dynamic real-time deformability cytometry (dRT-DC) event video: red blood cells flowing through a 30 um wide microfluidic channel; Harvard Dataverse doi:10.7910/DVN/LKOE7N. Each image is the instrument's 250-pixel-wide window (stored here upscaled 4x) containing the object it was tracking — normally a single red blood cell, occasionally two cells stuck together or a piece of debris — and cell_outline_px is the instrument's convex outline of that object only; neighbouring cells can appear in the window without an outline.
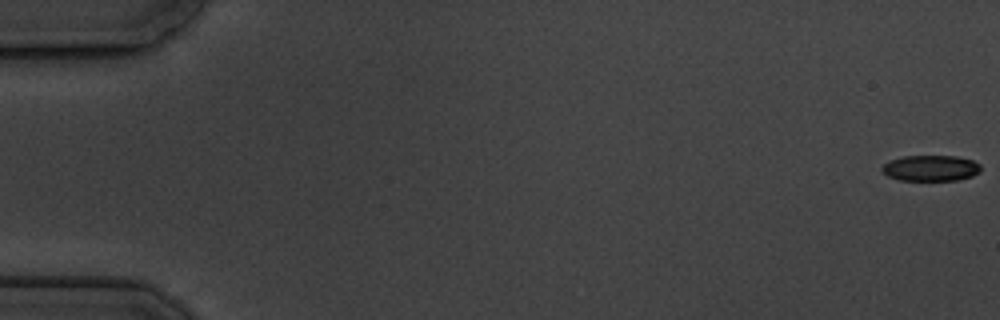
{"species": "common noctule bat (a hibernating species)", "species_latin": "Nyctalus noctula", "temperature_condition": "cold", "stored_images_in_passage": 8, "camera_frame_rate_fps": 3000, "um_per_image_px": 0.085, "animal": {"sex": "male", "body_mass_g": 19.5, "forearm_length_mm": 54.6}, "frame": {"image": 1, "passage_image": 1, "time_ms": 0.0, "image_size_px": [1000, 320], "cell_outline_px": [[980, 172], [972, 176], [956, 180], [900, 180], [888, 176], [880, 168], [884, 164], [892, 160], [904, 156], [956, 156], [972, 160], [980, 164]], "centroid_in_image_um": [79.13, 14.29], "position_along_channel_um": 5.9, "area_um2": 14.74}}
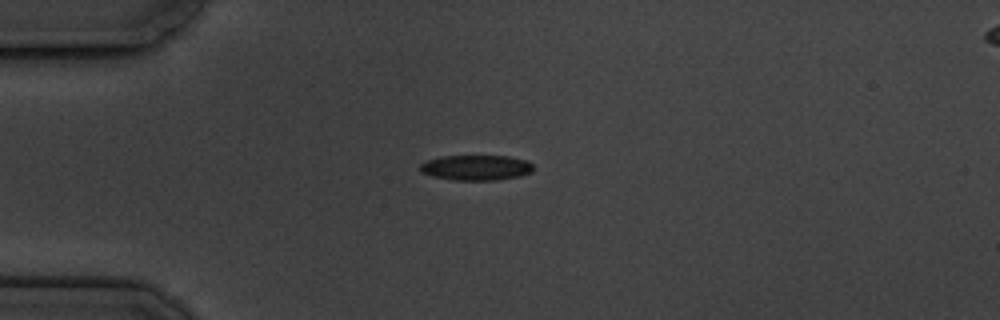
{"frame": {"image": 2, "passage_image": 5, "time_ms": 5.0, "image_size_px": [1000, 320], "cell_outline_px": [[532, 172], [520, 176], [496, 180], [452, 180], [432, 176], [420, 172], [420, 164], [428, 160], [444, 156], [508, 156], [524, 160], [532, 164]], "centroid_in_image_um": [40.45, 14.25], "position_along_channel_um": 44.5, "area_um2": 16.59}}
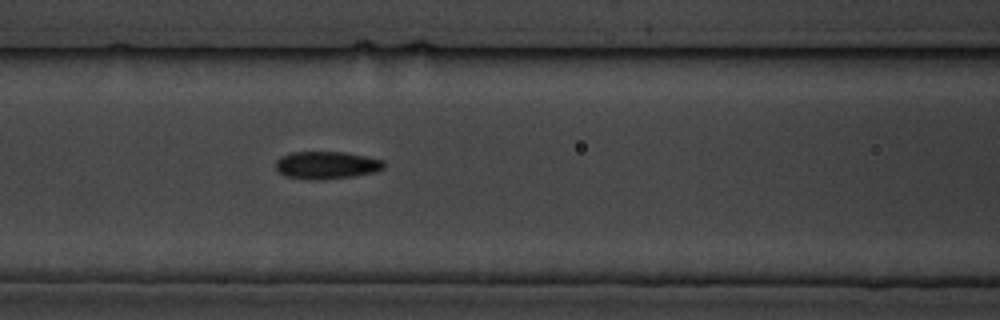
{"frame": {"image": 3, "passage_image": 8, "time_ms": 8.333, "image_size_px": [1000, 320], "cell_outline_px": [[384, 168], [376, 172], [356, 176], [324, 180], [308, 180], [284, 176], [276, 168], [276, 160], [280, 156], [292, 152], [344, 152], [384, 160]], "centroid_in_image_um": [27.75, 14.05], "position_along_channel_um": 138.8, "area_um2": 17.63}}